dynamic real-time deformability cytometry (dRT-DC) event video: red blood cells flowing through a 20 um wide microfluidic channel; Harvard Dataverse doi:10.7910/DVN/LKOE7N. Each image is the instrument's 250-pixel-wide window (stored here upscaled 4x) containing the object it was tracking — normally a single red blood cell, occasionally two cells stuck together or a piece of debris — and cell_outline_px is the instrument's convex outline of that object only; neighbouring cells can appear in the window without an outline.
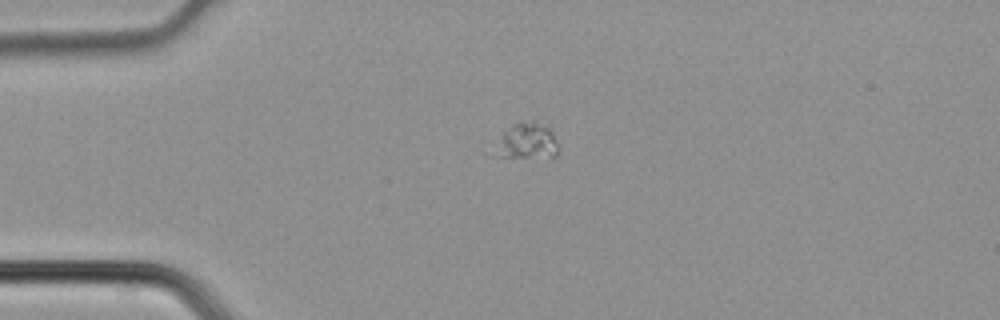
{"species": "common noctule bat (a hibernating species)", "species_latin": "Nyctalus noctula", "temperature_condition": "cold", "stored_images_in_passage": 2, "camera_frame_rate_fps": 3000, "um_per_image_px": 0.085, "animal": {"sex": "male", "body_mass_g": 21.5, "forearm_length_mm": 52.0}, "frame": {"image": 1, "passage_image": 1, "time_ms": 0.0, "image_size_px": [1000, 320], "cell_outline_px": [[560, 152], [556, 156], [492, 156], [504, 132], [516, 124], [536, 120], [548, 128], [552, 132], [556, 140]], "centroid_in_image_um": [44.85, 12.0], "position_along_channel_um": 40.2, "area_um2": 12.72}}
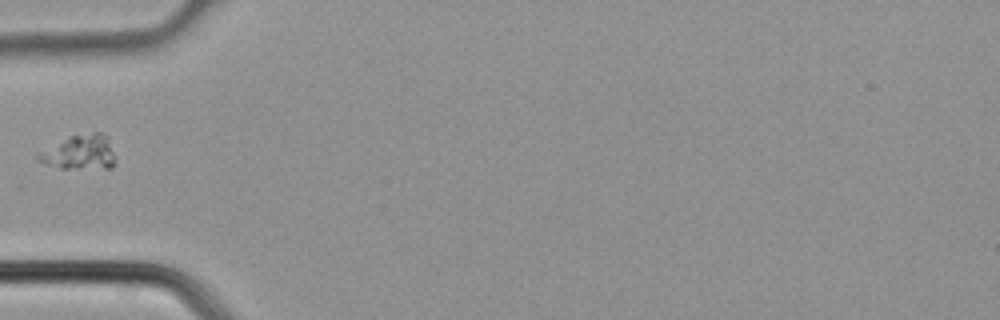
{"frame": {"image": 2, "passage_image": 2, "time_ms": 0.333, "image_size_px": [1000, 320], "cell_outline_px": [[112, 168], [60, 168], [44, 164], [36, 156], [36, 152], [72, 136], [92, 132], [100, 132], [108, 136], [112, 152]], "centroid_in_image_um": [6.73, 12.95], "position_along_channel_um": 78.3, "area_um2": 15.2}}